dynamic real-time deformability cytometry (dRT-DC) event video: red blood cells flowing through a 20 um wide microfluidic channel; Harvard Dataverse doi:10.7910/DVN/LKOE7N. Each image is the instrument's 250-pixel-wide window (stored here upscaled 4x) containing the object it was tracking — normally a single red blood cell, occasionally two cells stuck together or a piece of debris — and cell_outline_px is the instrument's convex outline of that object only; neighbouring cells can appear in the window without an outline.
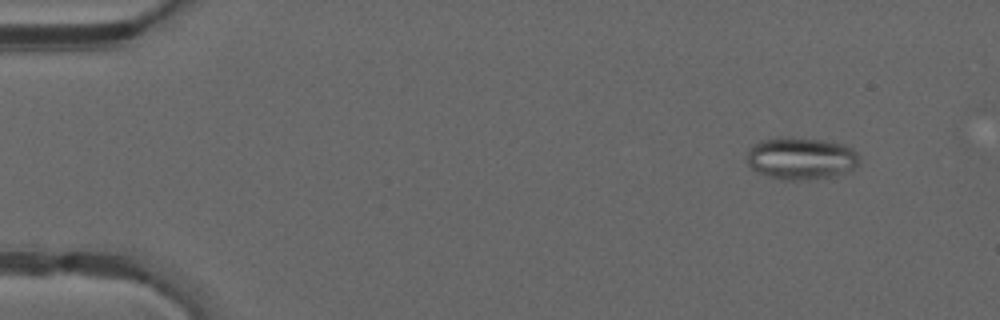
{"species": "common noctule bat (a hibernating species)", "species_latin": "Nyctalus noctula", "temperature_condition": "warm", "stored_images_in_passage": 49, "camera_frame_rate_fps": 3000, "um_per_image_px": 0.085, "animal": {"sex": "male", "forearm_length_mm": 52.5}, "frame": {"image": 1, "passage_image": 5, "time_ms": 1.333, "image_size_px": [1000, 320], "cell_outline_px": [[860, 164], [844, 172], [832, 176], [800, 180], [784, 180], [768, 176], [756, 172], [748, 164], [748, 148], [760, 140], [776, 136], [784, 136], [824, 140], [844, 144], [852, 148], [856, 152], [860, 160]], "centroid_in_image_um": [68.06, 13.43], "position_along_channel_um": 16.9, "area_um2": 27.86}}
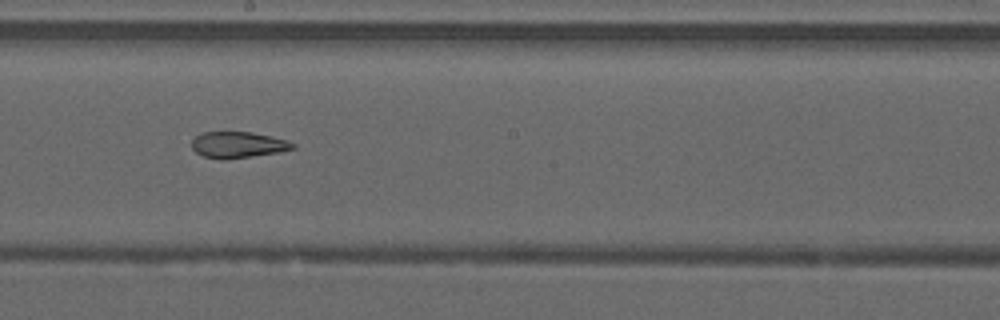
{"frame": {"image": 2, "passage_image": 28, "time_ms": 9.0, "image_size_px": [1000, 320], "cell_outline_px": [[296, 148], [280, 152], [248, 156], [204, 156], [196, 152], [192, 148], [192, 140], [200, 132], [252, 132], [272, 136], [288, 140], [296, 144]], "centroid_in_image_um": [20.3, 12.25], "position_along_channel_um": 227.9, "area_um2": 14.8}}
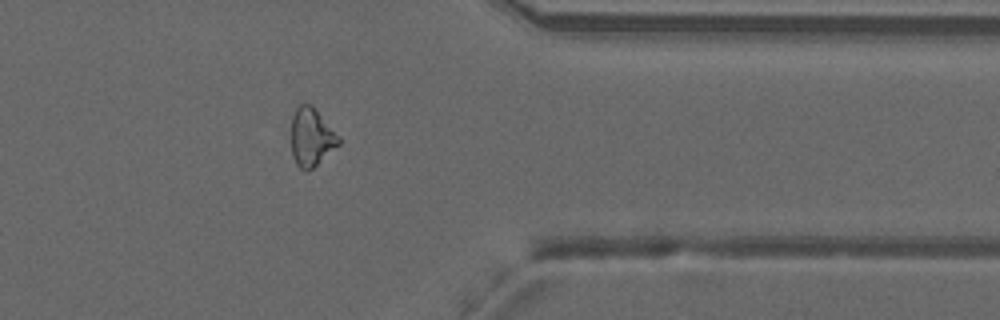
{"frame": {"image": 3, "passage_image": 40, "time_ms": 13.0, "image_size_px": [1000, 320], "cell_outline_px": [[340, 144], [312, 168], [300, 168], [296, 164], [292, 156], [292, 116], [296, 108], [300, 104], [312, 104], [340, 136]], "centroid_in_image_um": [26.48, 11.62], "position_along_channel_um": 384.9, "area_um2": 15.95}}